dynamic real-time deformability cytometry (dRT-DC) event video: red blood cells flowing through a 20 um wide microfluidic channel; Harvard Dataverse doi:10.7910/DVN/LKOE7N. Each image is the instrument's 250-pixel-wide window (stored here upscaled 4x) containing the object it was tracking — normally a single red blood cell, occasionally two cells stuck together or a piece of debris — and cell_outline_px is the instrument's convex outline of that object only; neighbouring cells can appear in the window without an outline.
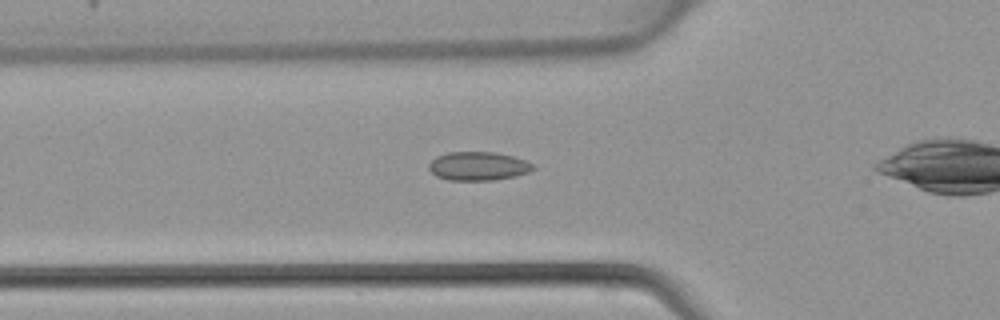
{"species": "common noctule bat (a hibernating species)", "species_latin": "Nyctalus noctula", "temperature_condition": "warm", "stored_images_in_passage": 27, "camera_frame_rate_fps": 3000, "um_per_image_px": 0.085, "animal": {"sex": "female", "body_mass_g": 22.7, "forearm_length_mm": 54.2}, "frame": {"image": 1, "passage_image": 6, "time_ms": 1.667, "image_size_px": [1000, 320], "cell_outline_px": [[536, 168], [528, 172], [516, 176], [496, 180], [448, 180], [436, 176], [428, 168], [428, 164], [436, 156], [448, 152], [496, 152], [512, 156], [524, 160], [532, 164]], "centroid_in_image_um": [40.63, 14.12], "position_along_channel_um": 85.2, "area_um2": 17.46}}
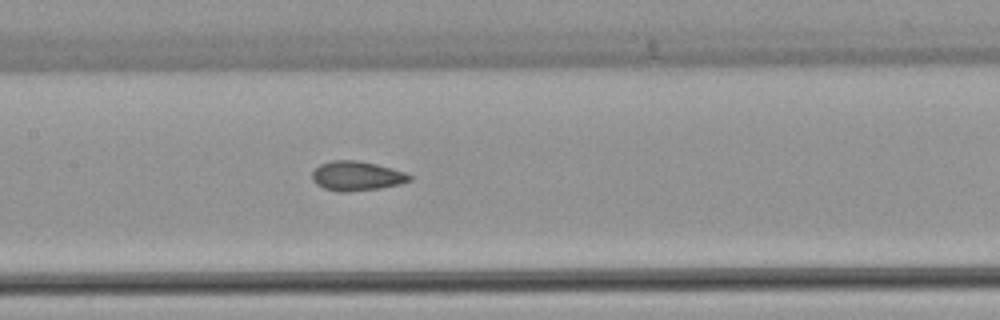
{"frame": {"image": 2, "passage_image": 12, "time_ms": 3.667, "image_size_px": [1000, 320], "cell_outline_px": [[412, 180], [400, 184], [380, 188], [348, 192], [340, 192], [324, 188], [316, 184], [312, 180], [312, 172], [320, 164], [332, 160], [356, 160], [376, 164], [404, 172], [412, 176]], "centroid_in_image_um": [30.31, 14.96], "position_along_channel_um": 177.1, "area_um2": 16.7}}
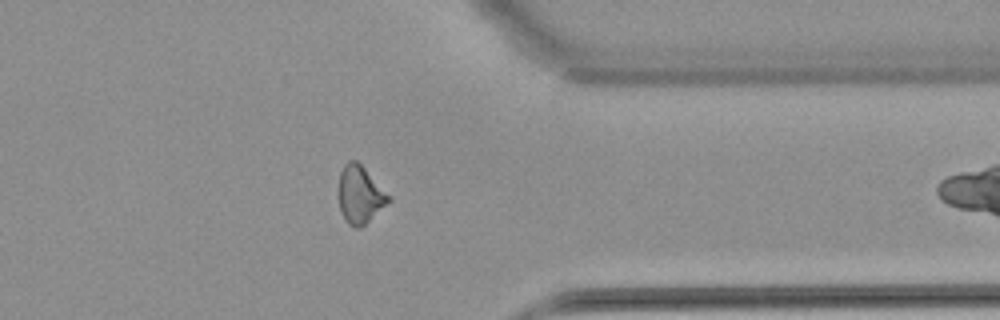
{"frame": {"image": 3, "passage_image": 26, "time_ms": 8.333, "image_size_px": [1000, 320], "cell_outline_px": [[392, 200], [360, 228], [356, 228], [348, 224], [344, 220], [340, 212], [340, 172], [344, 164], [348, 160], [356, 160], [392, 196]], "centroid_in_image_um": [30.63, 16.56], "position_along_channel_um": 380.8, "area_um2": 16.7}}